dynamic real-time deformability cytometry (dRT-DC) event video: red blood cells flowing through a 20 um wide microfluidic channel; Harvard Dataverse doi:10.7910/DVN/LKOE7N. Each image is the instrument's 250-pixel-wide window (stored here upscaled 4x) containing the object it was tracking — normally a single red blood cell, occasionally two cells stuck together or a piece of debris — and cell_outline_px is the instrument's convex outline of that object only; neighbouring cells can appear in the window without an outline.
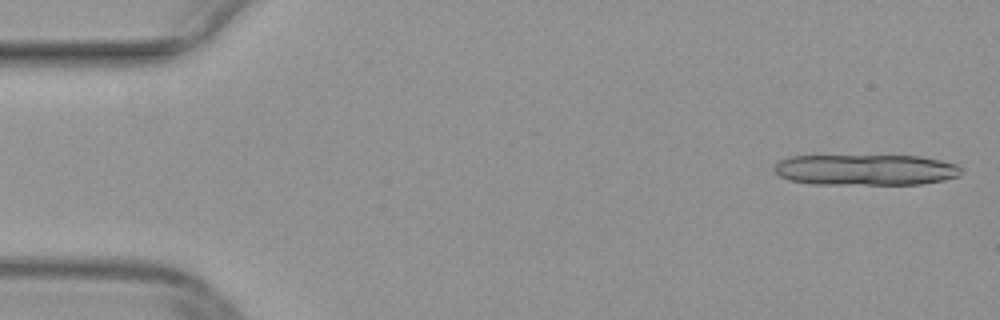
{"species": "common noctule bat (a hibernating species)", "species_latin": "Nyctalus noctula", "temperature_condition": "warm", "stored_images_in_passage": 11, "camera_frame_rate_fps": 3000, "um_per_image_px": 0.085, "animal": {"sex": "female", "body_mass_g": 29.2, "forearm_length_mm": 56.3}, "frame": {"image": 1, "passage_image": 1, "time_ms": 0.0, "image_size_px": [1000, 320], "cell_outline_px": [[960, 176], [944, 180], [920, 184], [812, 184], [788, 180], [780, 176], [772, 168], [780, 160], [788, 156], [920, 156], [940, 160], [956, 164], [960, 168]], "centroid_in_image_um": [73.56, 14.44], "position_along_channel_um": 11.4, "area_um2": 33.76}}